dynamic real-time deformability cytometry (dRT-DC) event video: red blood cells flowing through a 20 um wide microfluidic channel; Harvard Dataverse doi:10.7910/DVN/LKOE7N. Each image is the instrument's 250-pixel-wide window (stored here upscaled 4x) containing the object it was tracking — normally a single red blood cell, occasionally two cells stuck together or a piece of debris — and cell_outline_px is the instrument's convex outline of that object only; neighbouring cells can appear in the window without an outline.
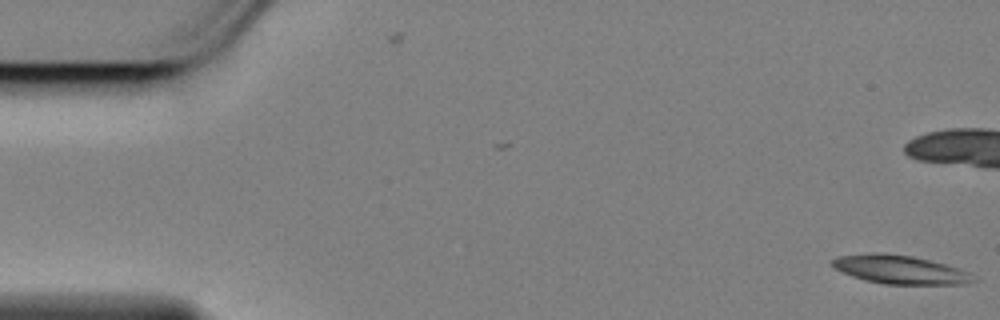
{"species": "Egyptian fruit bat (a non-hibernating species)", "species_latin": "Rousettus aegyptiacus", "temperature_condition": "cold", "stored_images_in_passage": 2, "camera_frame_rate_fps": 3000, "um_per_image_px": 0.085, "animal": {"sex": "female"}, "frame": {"image": 1, "passage_image": 2, "time_ms": 0.333, "image_size_px": [1000, 320], "cell_outline_px": [[976, 280], [964, 284], [884, 284], [864, 280], [840, 272], [832, 264], [832, 260], [836, 256], [876, 252], [912, 256], [960, 268], [968, 272]], "centroid_in_image_um": [76.46, 22.91], "position_along_channel_um": 8.5, "area_um2": 23.35}}